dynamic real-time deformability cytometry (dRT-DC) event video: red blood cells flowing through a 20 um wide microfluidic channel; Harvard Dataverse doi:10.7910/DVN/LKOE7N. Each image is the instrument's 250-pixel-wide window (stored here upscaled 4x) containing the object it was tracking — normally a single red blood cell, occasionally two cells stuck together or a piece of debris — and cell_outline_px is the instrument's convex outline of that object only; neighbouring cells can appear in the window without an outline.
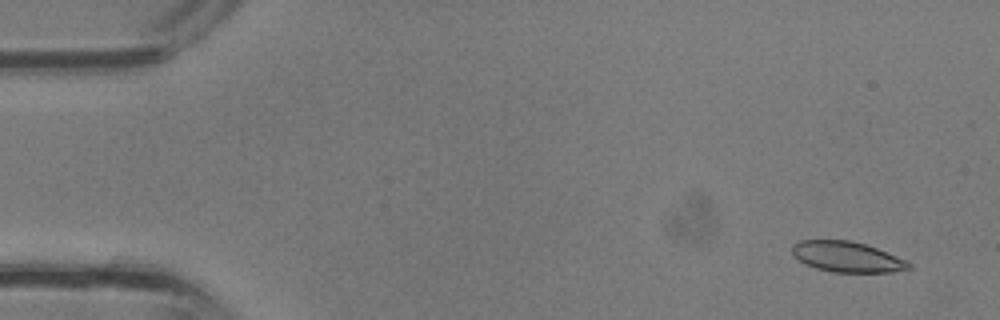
{"species": "common noctule bat (a hibernating species)", "species_latin": "Nyctalus noctula", "temperature_condition": "room temperature", "stored_images_in_passage": 38, "camera_frame_rate_fps": 3000, "um_per_image_px": 0.085, "animal": {"sex": "male", "body_mass_g": 13.3}, "frame": {"image": 1, "passage_image": 3, "time_ms": 0.667, "image_size_px": [1000, 320], "cell_outline_px": [[912, 268], [892, 272], [832, 272], [816, 268], [804, 264], [792, 252], [792, 244], [800, 240], [848, 240], [864, 244], [876, 248], [904, 260], [912, 264]], "centroid_in_image_um": [71.97, 21.83], "position_along_channel_um": 13.0, "area_um2": 20.52}}
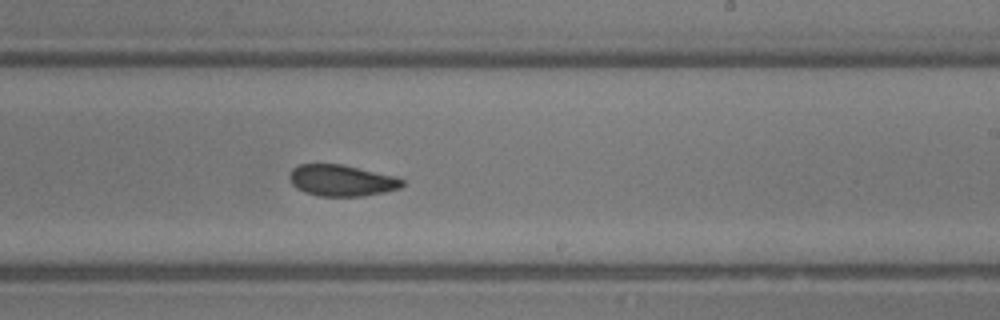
{"frame": {"image": 2, "passage_image": 23, "time_ms": 7.333, "image_size_px": [1000, 320], "cell_outline_px": [[404, 184], [400, 188], [384, 192], [364, 196], [320, 196], [304, 192], [296, 188], [292, 184], [288, 176], [292, 168], [300, 164], [340, 164], [392, 176], [404, 180]], "centroid_in_image_um": [28.99, 15.35], "position_along_channel_um": 260.0, "area_um2": 20.4}}
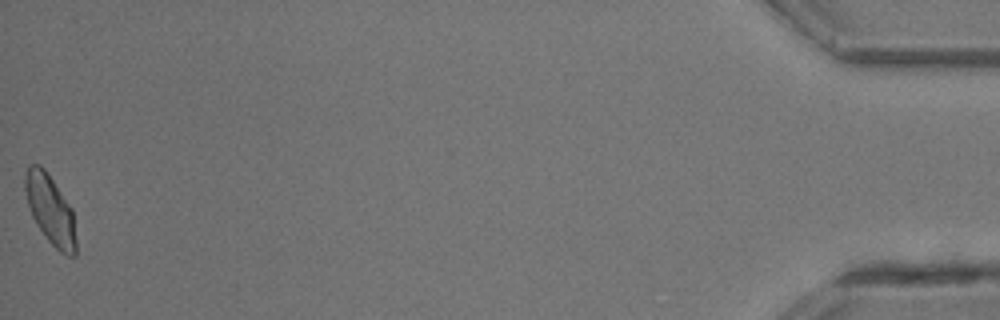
{"frame": {"image": 3, "passage_image": 38, "time_ms": 12.333, "image_size_px": [1000, 320], "cell_outline_px": [[76, 256], [68, 256], [60, 252], [48, 240], [36, 224], [32, 216], [28, 204], [24, 188], [24, 176], [28, 164], [40, 164], [44, 168], [72, 208], [76, 240]], "centroid_in_image_um": [4.27, 17.81], "position_along_channel_um": 430.9, "area_um2": 20.58}}